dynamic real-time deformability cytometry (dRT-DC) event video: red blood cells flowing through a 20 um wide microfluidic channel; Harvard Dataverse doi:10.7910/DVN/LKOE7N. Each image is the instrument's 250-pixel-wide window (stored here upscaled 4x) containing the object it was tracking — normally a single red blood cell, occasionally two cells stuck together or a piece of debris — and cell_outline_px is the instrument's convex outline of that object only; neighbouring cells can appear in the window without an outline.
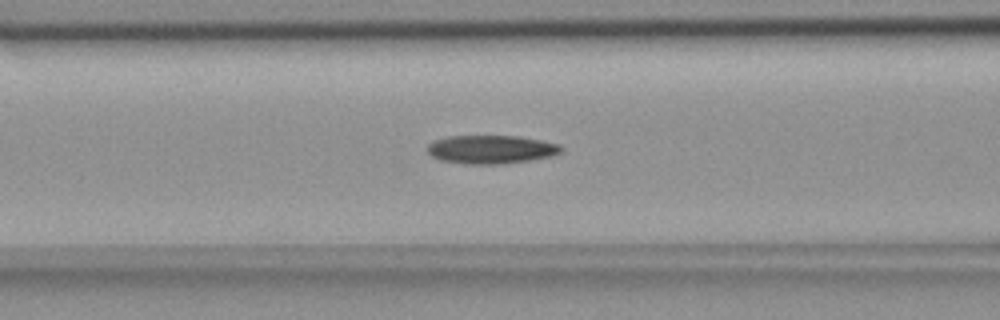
{"species": "common noctule bat (a hibernating species)", "species_latin": "Nyctalus noctula", "temperature_condition": "room temperature", "stored_images_in_passage": 34, "camera_frame_rate_fps": 3000, "um_per_image_px": 0.085, "animal": {"sex": "female", "body_mass_g": 18.4}, "frame": {"image": 1, "passage_image": 13, "time_ms": 4.0, "image_size_px": [1000, 320], "cell_outline_px": [[564, 148], [560, 152], [552, 156], [528, 160], [500, 164], [468, 164], [440, 160], [432, 156], [428, 152], [428, 144], [436, 140], [448, 136], [520, 136], [560, 144]], "centroid_in_image_um": [41.76, 12.7], "position_along_channel_um": 124.8, "area_um2": 22.08}}
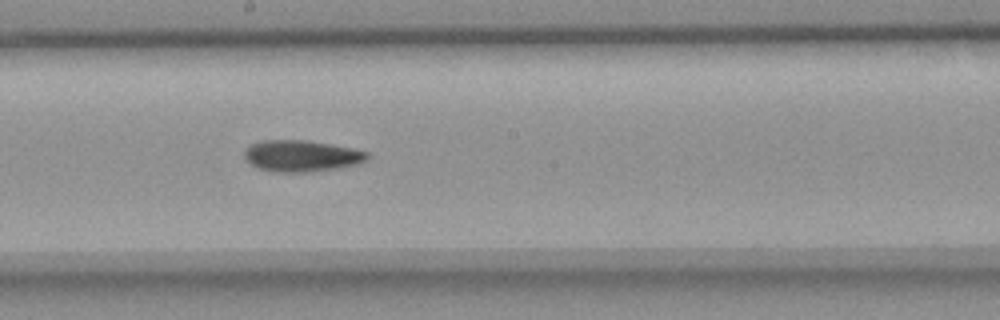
{"frame": {"image": 2, "passage_image": 21, "time_ms": 6.667, "image_size_px": [1000, 320], "cell_outline_px": [[368, 160], [360, 164], [336, 168], [308, 172], [272, 172], [256, 168], [244, 156], [244, 152], [252, 144], [260, 140], [304, 140], [352, 148], [368, 152]], "centroid_in_image_um": [25.64, 13.26], "position_along_channel_um": 222.6, "area_um2": 22.43}}
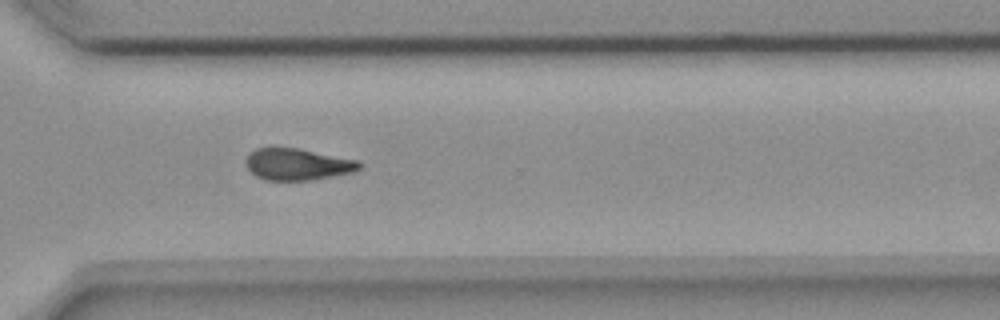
{"frame": {"image": 3, "passage_image": 31, "time_ms": 10.0, "image_size_px": [1000, 320], "cell_outline_px": [[360, 168], [352, 172], [312, 180], [264, 180], [256, 176], [244, 164], [244, 160], [256, 148], [276, 144], [300, 148], [360, 160]], "centroid_in_image_um": [25.24, 13.92], "position_along_channel_um": 345.4, "area_um2": 21.62}, "authors_computed_cell_mechanics": {"area_um2": 21.8773, "velocity_mm_per_s": 3.6706, "shape_relaxation_time_tau1_ms": null, "shape_relaxation_time_tau2_ms": 9.0187, "deformation_change_tau1": null, "deformation_change_tau2": 0.179}}